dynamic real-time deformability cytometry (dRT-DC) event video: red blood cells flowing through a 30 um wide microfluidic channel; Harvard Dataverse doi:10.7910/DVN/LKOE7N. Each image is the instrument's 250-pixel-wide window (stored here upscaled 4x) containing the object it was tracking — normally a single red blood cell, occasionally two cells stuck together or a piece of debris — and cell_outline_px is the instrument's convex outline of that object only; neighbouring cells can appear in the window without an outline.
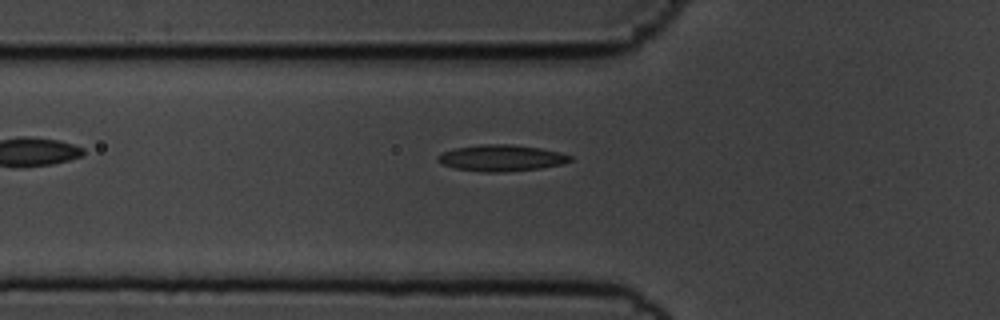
{"species": "common noctule bat (a hibernating species)", "species_latin": "Nyctalus noctula", "temperature_condition": "cold", "stored_images_in_passage": 34, "camera_frame_rate_fps": 3000, "um_per_image_px": 0.085, "animal": {"sex": "male", "body_mass_g": 19.5, "forearm_length_mm": 54.6}, "frame": {"image": 1, "passage_image": 2, "time_ms": 0.333, "image_size_px": [1000, 320], "cell_outline_px": [[572, 160], [564, 164], [540, 168], [504, 172], [484, 172], [456, 168], [440, 164], [436, 160], [436, 156], [444, 152], [456, 148], [480, 144], [512, 144], [540, 148], [560, 152], [572, 156]], "centroid_in_image_um": [42.62, 13.43], "position_along_channel_um": 83.2, "area_um2": 20.4}}
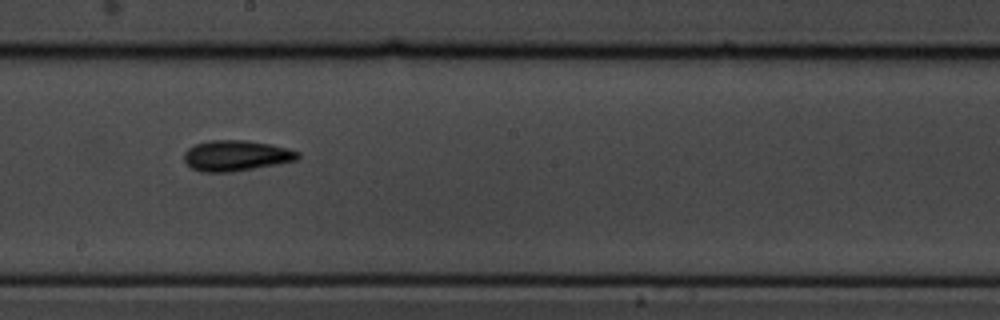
{"frame": {"image": 2, "passage_image": 14, "time_ms": 4.333, "image_size_px": [1000, 320], "cell_outline_px": [[300, 156], [296, 160], [276, 164], [232, 172], [200, 172], [192, 168], [184, 160], [184, 152], [188, 148], [196, 144], [208, 140], [248, 140], [272, 144], [288, 148], [300, 152]], "centroid_in_image_um": [20.07, 13.22], "position_along_channel_um": 228.1, "area_um2": 20.4}}
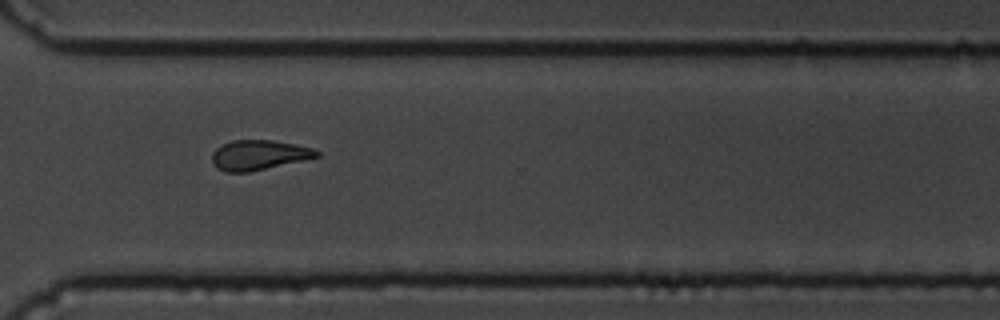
{"frame": {"image": 3, "passage_image": 24, "time_ms": 7.667, "image_size_px": [1000, 320], "cell_outline_px": [[320, 156], [304, 160], [248, 172], [224, 172], [212, 160], [212, 152], [216, 148], [232, 140], [272, 140], [312, 148], [320, 152]], "centroid_in_image_um": [22.01, 13.17], "position_along_channel_um": 348.6, "area_um2": 17.92}}